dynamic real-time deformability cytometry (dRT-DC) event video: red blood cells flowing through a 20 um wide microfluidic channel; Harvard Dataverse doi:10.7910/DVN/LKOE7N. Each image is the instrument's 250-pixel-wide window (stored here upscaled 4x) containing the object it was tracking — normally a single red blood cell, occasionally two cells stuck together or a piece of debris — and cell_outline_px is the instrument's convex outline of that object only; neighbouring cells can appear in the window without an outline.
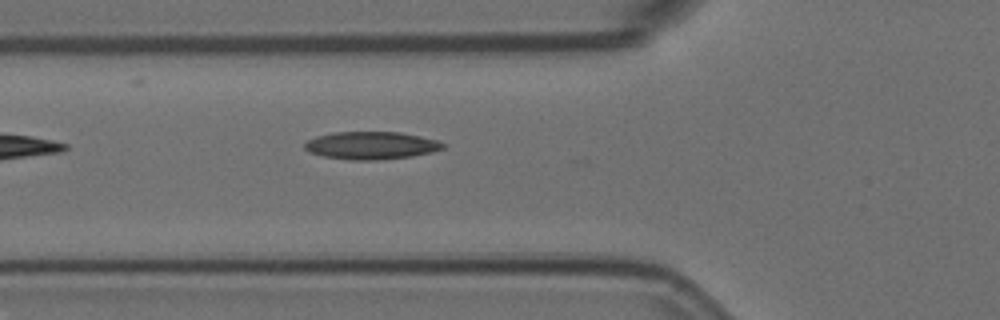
{"species": "Egyptian fruit bat (a non-hibernating species)", "species_latin": "Rousettus aegyptiacus", "temperature_condition": "room temperature", "stored_images_in_passage": 2, "camera_frame_rate_fps": 3000, "um_per_image_px": 0.085, "animal": {"sex": "female"}, "frame": {"image": 1, "passage_image": 2, "time_ms": 0.333, "image_size_px": [1000, 320], "cell_outline_px": [[444, 148], [432, 152], [412, 156], [376, 160], [348, 160], [324, 156], [308, 152], [304, 148], [304, 144], [308, 140], [316, 136], [332, 132], [400, 132], [420, 136], [436, 140], [444, 144]], "centroid_in_image_um": [31.52, 12.36], "position_along_channel_um": 94.3, "area_um2": 22.31}}